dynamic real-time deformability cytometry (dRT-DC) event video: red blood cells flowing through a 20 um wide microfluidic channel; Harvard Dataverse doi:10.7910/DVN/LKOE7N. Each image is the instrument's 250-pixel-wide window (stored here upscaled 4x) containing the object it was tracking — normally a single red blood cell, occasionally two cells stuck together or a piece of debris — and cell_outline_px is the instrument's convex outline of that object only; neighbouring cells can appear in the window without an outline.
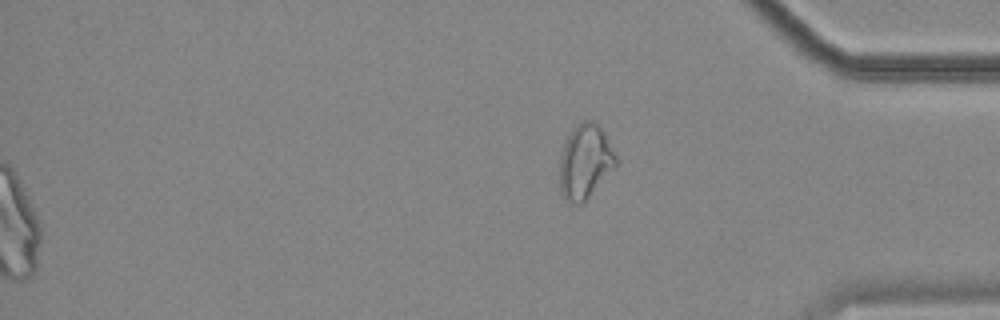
{"species": "common noctule bat (a hibernating species)", "species_latin": "Nyctalus noctula", "temperature_condition": "cold", "stored_images_in_passage": 56, "camera_frame_rate_fps": 3000, "um_per_image_px": 0.085, "animal": {"sex": "female", "body_mass_g": 18.4}, "frame": {"image": 1, "passage_image": 56, "time_ms": 18.333, "image_size_px": [1000, 320], "cell_outline_px": [[616, 168], [580, 204], [572, 204], [564, 200], [560, 192], [560, 156], [564, 144], [568, 136], [584, 120], [592, 120], [600, 124], [616, 156]], "centroid_in_image_um": [49.74, 13.75], "position_along_channel_um": 385.5, "area_um2": 24.16}}